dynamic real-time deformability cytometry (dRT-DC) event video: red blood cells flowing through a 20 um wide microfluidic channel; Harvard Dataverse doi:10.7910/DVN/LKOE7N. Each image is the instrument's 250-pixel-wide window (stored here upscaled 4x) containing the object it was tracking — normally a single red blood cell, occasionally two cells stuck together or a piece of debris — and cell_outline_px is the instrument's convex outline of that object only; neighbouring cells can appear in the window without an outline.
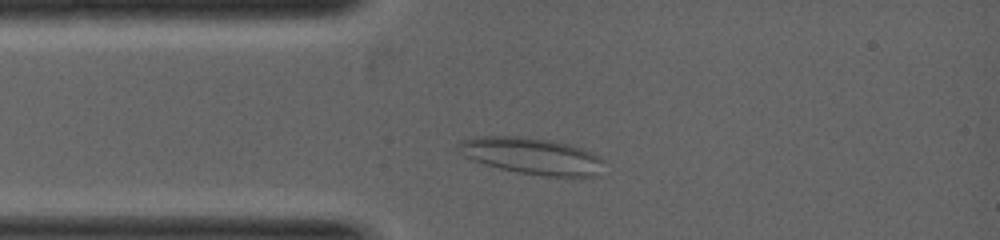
{"species": "common noctule bat (a hibernating species)", "species_latin": "Nyctalus noctula", "temperature_condition": "warm", "stored_images_in_passage": 1, "camera_frame_rate_fps": 5000, "um_per_image_px": 0.085, "animal": {"sex": "female", "body_mass_g": 19.0, "forearm_length_mm": 53.3}, "frame": {"image": 1, "passage_image": 1, "time_ms": 0.0, "image_size_px": [1000, 240], "cell_outline_px": [[604, 160], [596, 176], [544, 176], [516, 172], [484, 164], [460, 152], [456, 148], [460, 140], [484, 136], [516, 136], [548, 140], [564, 144], [588, 152]], "centroid_in_image_um": [45.14, 13.26], "position_along_channel_um": 39.9, "area_um2": 30.06}}